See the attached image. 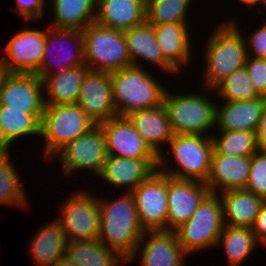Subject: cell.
<instances>
[{"instance_id":"83f0119b","label":"cell","mask_w":266,"mask_h":266,"mask_svg":"<svg viewBox=\"0 0 266 266\" xmlns=\"http://www.w3.org/2000/svg\"><path fill=\"white\" fill-rule=\"evenodd\" d=\"M90 69L86 65L67 68L46 76L42 82L45 104H76L86 73Z\"/></svg>"},{"instance_id":"ee69618b","label":"cell","mask_w":266,"mask_h":266,"mask_svg":"<svg viewBox=\"0 0 266 266\" xmlns=\"http://www.w3.org/2000/svg\"><path fill=\"white\" fill-rule=\"evenodd\" d=\"M52 266H78L76 263L71 261L66 255L61 257Z\"/></svg>"},{"instance_id":"bcb514c9","label":"cell","mask_w":266,"mask_h":266,"mask_svg":"<svg viewBox=\"0 0 266 266\" xmlns=\"http://www.w3.org/2000/svg\"><path fill=\"white\" fill-rule=\"evenodd\" d=\"M258 5H259V7H256V10H257V14L258 13H262V9H259L260 8V6L262 5V6H264L265 8H266V0H258V3H257Z\"/></svg>"},{"instance_id":"74e56055","label":"cell","mask_w":266,"mask_h":266,"mask_svg":"<svg viewBox=\"0 0 266 266\" xmlns=\"http://www.w3.org/2000/svg\"><path fill=\"white\" fill-rule=\"evenodd\" d=\"M264 22L259 28L254 29V32L246 37L245 32L243 33L240 28L241 25L238 26L236 19H231L230 21L223 22H231L243 35L245 44H246V51L247 57L253 58H263L266 59V19L264 17L261 18ZM236 21V22H235ZM245 35V36H244Z\"/></svg>"},{"instance_id":"8fae6325","label":"cell","mask_w":266,"mask_h":266,"mask_svg":"<svg viewBox=\"0 0 266 266\" xmlns=\"http://www.w3.org/2000/svg\"><path fill=\"white\" fill-rule=\"evenodd\" d=\"M144 231H167V175L156 169L132 192Z\"/></svg>"},{"instance_id":"b9f144b4","label":"cell","mask_w":266,"mask_h":266,"mask_svg":"<svg viewBox=\"0 0 266 266\" xmlns=\"http://www.w3.org/2000/svg\"><path fill=\"white\" fill-rule=\"evenodd\" d=\"M256 147L257 151L266 152V105L263 109L256 130Z\"/></svg>"},{"instance_id":"484cf974","label":"cell","mask_w":266,"mask_h":266,"mask_svg":"<svg viewBox=\"0 0 266 266\" xmlns=\"http://www.w3.org/2000/svg\"><path fill=\"white\" fill-rule=\"evenodd\" d=\"M30 240L29 254L37 266H52L65 256L68 238L61 223L55 218L38 229Z\"/></svg>"},{"instance_id":"f6af8a7d","label":"cell","mask_w":266,"mask_h":266,"mask_svg":"<svg viewBox=\"0 0 266 266\" xmlns=\"http://www.w3.org/2000/svg\"><path fill=\"white\" fill-rule=\"evenodd\" d=\"M240 3H242L243 5L245 4L246 6H248L247 10H254V5H257L258 0H240Z\"/></svg>"},{"instance_id":"9c48e42d","label":"cell","mask_w":266,"mask_h":266,"mask_svg":"<svg viewBox=\"0 0 266 266\" xmlns=\"http://www.w3.org/2000/svg\"><path fill=\"white\" fill-rule=\"evenodd\" d=\"M108 157L106 138L100 125L67 143L53 157L60 160L64 176L76 174L80 170H92L100 175ZM73 173V174H72Z\"/></svg>"},{"instance_id":"603a6c76","label":"cell","mask_w":266,"mask_h":266,"mask_svg":"<svg viewBox=\"0 0 266 266\" xmlns=\"http://www.w3.org/2000/svg\"><path fill=\"white\" fill-rule=\"evenodd\" d=\"M126 117L150 149L158 157L163 156L164 151L161 147L168 145L174 135L165 106L162 104L150 109L137 110Z\"/></svg>"},{"instance_id":"f1b7e54d","label":"cell","mask_w":266,"mask_h":266,"mask_svg":"<svg viewBox=\"0 0 266 266\" xmlns=\"http://www.w3.org/2000/svg\"><path fill=\"white\" fill-rule=\"evenodd\" d=\"M52 23L50 27L83 31L95 22L97 0H50Z\"/></svg>"},{"instance_id":"7a4b0ae2","label":"cell","mask_w":266,"mask_h":266,"mask_svg":"<svg viewBox=\"0 0 266 266\" xmlns=\"http://www.w3.org/2000/svg\"><path fill=\"white\" fill-rule=\"evenodd\" d=\"M217 26L203 48L205 67L201 87L204 90H213L233 71L244 67L247 59L242 33L231 22H222Z\"/></svg>"},{"instance_id":"2e32d148","label":"cell","mask_w":266,"mask_h":266,"mask_svg":"<svg viewBox=\"0 0 266 266\" xmlns=\"http://www.w3.org/2000/svg\"><path fill=\"white\" fill-rule=\"evenodd\" d=\"M138 254L140 266H186L184 258L188 255L175 231H145L127 264Z\"/></svg>"},{"instance_id":"d6986e66","label":"cell","mask_w":266,"mask_h":266,"mask_svg":"<svg viewBox=\"0 0 266 266\" xmlns=\"http://www.w3.org/2000/svg\"><path fill=\"white\" fill-rule=\"evenodd\" d=\"M158 164L159 158H123L108 155L99 177L110 186L131 193L158 168Z\"/></svg>"},{"instance_id":"7bdbcfd3","label":"cell","mask_w":266,"mask_h":266,"mask_svg":"<svg viewBox=\"0 0 266 266\" xmlns=\"http://www.w3.org/2000/svg\"><path fill=\"white\" fill-rule=\"evenodd\" d=\"M12 73L13 72L5 65V63L0 60V95Z\"/></svg>"},{"instance_id":"277c9868","label":"cell","mask_w":266,"mask_h":266,"mask_svg":"<svg viewBox=\"0 0 266 266\" xmlns=\"http://www.w3.org/2000/svg\"><path fill=\"white\" fill-rule=\"evenodd\" d=\"M165 92L163 105L166 108L173 134L206 135L215 129L216 104L209 94L184 92L172 95Z\"/></svg>"},{"instance_id":"60d3db41","label":"cell","mask_w":266,"mask_h":266,"mask_svg":"<svg viewBox=\"0 0 266 266\" xmlns=\"http://www.w3.org/2000/svg\"><path fill=\"white\" fill-rule=\"evenodd\" d=\"M256 240L266 247V200L263 201L252 227Z\"/></svg>"},{"instance_id":"8d00e7d4","label":"cell","mask_w":266,"mask_h":266,"mask_svg":"<svg viewBox=\"0 0 266 266\" xmlns=\"http://www.w3.org/2000/svg\"><path fill=\"white\" fill-rule=\"evenodd\" d=\"M245 189L266 200V152L256 151L251 156L250 173Z\"/></svg>"},{"instance_id":"52a82bcc","label":"cell","mask_w":266,"mask_h":266,"mask_svg":"<svg viewBox=\"0 0 266 266\" xmlns=\"http://www.w3.org/2000/svg\"><path fill=\"white\" fill-rule=\"evenodd\" d=\"M85 65L93 71L112 73L132 66L124 31L89 24L83 31Z\"/></svg>"},{"instance_id":"6da1fadb","label":"cell","mask_w":266,"mask_h":266,"mask_svg":"<svg viewBox=\"0 0 266 266\" xmlns=\"http://www.w3.org/2000/svg\"><path fill=\"white\" fill-rule=\"evenodd\" d=\"M115 199H98L100 233L98 240L128 261L145 232L139 222L132 193L122 192ZM104 200V201H103Z\"/></svg>"},{"instance_id":"44dd1931","label":"cell","mask_w":266,"mask_h":266,"mask_svg":"<svg viewBox=\"0 0 266 266\" xmlns=\"http://www.w3.org/2000/svg\"><path fill=\"white\" fill-rule=\"evenodd\" d=\"M132 65L142 67L143 62L162 69L165 74L177 75L180 72L164 57L158 44L153 26L145 21L143 24L124 31ZM142 59V60H141ZM145 60V61H144Z\"/></svg>"},{"instance_id":"ffe728a7","label":"cell","mask_w":266,"mask_h":266,"mask_svg":"<svg viewBox=\"0 0 266 266\" xmlns=\"http://www.w3.org/2000/svg\"><path fill=\"white\" fill-rule=\"evenodd\" d=\"M251 156L212 154L211 167L205 182L210 193L219 194L228 190L245 189L250 173Z\"/></svg>"},{"instance_id":"3957f363","label":"cell","mask_w":266,"mask_h":266,"mask_svg":"<svg viewBox=\"0 0 266 266\" xmlns=\"http://www.w3.org/2000/svg\"><path fill=\"white\" fill-rule=\"evenodd\" d=\"M150 73L147 68L134 65L110 73L117 116L163 104L166 88Z\"/></svg>"},{"instance_id":"4fadbf2b","label":"cell","mask_w":266,"mask_h":266,"mask_svg":"<svg viewBox=\"0 0 266 266\" xmlns=\"http://www.w3.org/2000/svg\"><path fill=\"white\" fill-rule=\"evenodd\" d=\"M209 193L205 182L167 175V231H175L187 222Z\"/></svg>"},{"instance_id":"7402d4cb","label":"cell","mask_w":266,"mask_h":266,"mask_svg":"<svg viewBox=\"0 0 266 266\" xmlns=\"http://www.w3.org/2000/svg\"><path fill=\"white\" fill-rule=\"evenodd\" d=\"M221 101L216 104L215 130H245L256 132L266 105V97L251 100Z\"/></svg>"},{"instance_id":"e0dca14e","label":"cell","mask_w":266,"mask_h":266,"mask_svg":"<svg viewBox=\"0 0 266 266\" xmlns=\"http://www.w3.org/2000/svg\"><path fill=\"white\" fill-rule=\"evenodd\" d=\"M99 125L105 134L108 155L123 158H159L126 116H115Z\"/></svg>"},{"instance_id":"e575fe53","label":"cell","mask_w":266,"mask_h":266,"mask_svg":"<svg viewBox=\"0 0 266 266\" xmlns=\"http://www.w3.org/2000/svg\"><path fill=\"white\" fill-rule=\"evenodd\" d=\"M212 135L214 150L219 154L252 156L256 151V132L245 130L218 131Z\"/></svg>"},{"instance_id":"30bf717a","label":"cell","mask_w":266,"mask_h":266,"mask_svg":"<svg viewBox=\"0 0 266 266\" xmlns=\"http://www.w3.org/2000/svg\"><path fill=\"white\" fill-rule=\"evenodd\" d=\"M85 191V192H84ZM89 190L70 192L59 204L61 223L68 241L98 239L100 233V210L98 197Z\"/></svg>"},{"instance_id":"4dcf8cb0","label":"cell","mask_w":266,"mask_h":266,"mask_svg":"<svg viewBox=\"0 0 266 266\" xmlns=\"http://www.w3.org/2000/svg\"><path fill=\"white\" fill-rule=\"evenodd\" d=\"M65 255L78 266L127 264L115 250L103 245L98 239L68 241Z\"/></svg>"},{"instance_id":"ab89813d","label":"cell","mask_w":266,"mask_h":266,"mask_svg":"<svg viewBox=\"0 0 266 266\" xmlns=\"http://www.w3.org/2000/svg\"><path fill=\"white\" fill-rule=\"evenodd\" d=\"M46 0H16V8H13L14 11H17L19 15H22L24 21L40 20L45 14L44 6Z\"/></svg>"},{"instance_id":"cb8c5ba5","label":"cell","mask_w":266,"mask_h":266,"mask_svg":"<svg viewBox=\"0 0 266 266\" xmlns=\"http://www.w3.org/2000/svg\"><path fill=\"white\" fill-rule=\"evenodd\" d=\"M188 23L151 24L164 57L179 71L191 62L192 35ZM191 36V37H190ZM188 64V65H187Z\"/></svg>"},{"instance_id":"d590c367","label":"cell","mask_w":266,"mask_h":266,"mask_svg":"<svg viewBox=\"0 0 266 266\" xmlns=\"http://www.w3.org/2000/svg\"><path fill=\"white\" fill-rule=\"evenodd\" d=\"M193 0H146L149 24L187 23Z\"/></svg>"},{"instance_id":"7c38bea8","label":"cell","mask_w":266,"mask_h":266,"mask_svg":"<svg viewBox=\"0 0 266 266\" xmlns=\"http://www.w3.org/2000/svg\"><path fill=\"white\" fill-rule=\"evenodd\" d=\"M67 45H70V47ZM59 46L61 48L56 49ZM55 50L58 52L55 53ZM60 51H64V54L62 55V52L60 54ZM50 54L53 55L52 58L54 61H57L56 63H50L53 62L52 59H49ZM81 65H85L82 31L54 27L46 29L45 50L42 63L34 74L43 80L51 74Z\"/></svg>"},{"instance_id":"d6a6232c","label":"cell","mask_w":266,"mask_h":266,"mask_svg":"<svg viewBox=\"0 0 266 266\" xmlns=\"http://www.w3.org/2000/svg\"><path fill=\"white\" fill-rule=\"evenodd\" d=\"M10 158V149L0 148V204L27 209L26 191Z\"/></svg>"},{"instance_id":"5bb4252c","label":"cell","mask_w":266,"mask_h":266,"mask_svg":"<svg viewBox=\"0 0 266 266\" xmlns=\"http://www.w3.org/2000/svg\"><path fill=\"white\" fill-rule=\"evenodd\" d=\"M45 39L46 30L23 28L9 40L0 60L13 73L34 74L42 63Z\"/></svg>"},{"instance_id":"8992f818","label":"cell","mask_w":266,"mask_h":266,"mask_svg":"<svg viewBox=\"0 0 266 266\" xmlns=\"http://www.w3.org/2000/svg\"><path fill=\"white\" fill-rule=\"evenodd\" d=\"M94 126L95 122L77 104H45L40 123V136L45 140L44 158L50 161L67 143Z\"/></svg>"},{"instance_id":"4316f807","label":"cell","mask_w":266,"mask_h":266,"mask_svg":"<svg viewBox=\"0 0 266 266\" xmlns=\"http://www.w3.org/2000/svg\"><path fill=\"white\" fill-rule=\"evenodd\" d=\"M225 226L252 228L264 199L247 189L219 193Z\"/></svg>"},{"instance_id":"1f68e13d","label":"cell","mask_w":266,"mask_h":266,"mask_svg":"<svg viewBox=\"0 0 266 266\" xmlns=\"http://www.w3.org/2000/svg\"><path fill=\"white\" fill-rule=\"evenodd\" d=\"M259 244L252 228L225 226L219 236L216 248L219 245L224 247L230 266H240L258 246H261Z\"/></svg>"},{"instance_id":"836d02e7","label":"cell","mask_w":266,"mask_h":266,"mask_svg":"<svg viewBox=\"0 0 266 266\" xmlns=\"http://www.w3.org/2000/svg\"><path fill=\"white\" fill-rule=\"evenodd\" d=\"M207 91L209 94H217L218 98L223 101H242L261 97L254 88L245 67L233 71L213 90L206 89L205 92Z\"/></svg>"},{"instance_id":"ba28073f","label":"cell","mask_w":266,"mask_h":266,"mask_svg":"<svg viewBox=\"0 0 266 266\" xmlns=\"http://www.w3.org/2000/svg\"><path fill=\"white\" fill-rule=\"evenodd\" d=\"M225 227L223 206L219 194L209 193L191 218L175 230L179 243L187 254L213 248Z\"/></svg>"},{"instance_id":"5b68a950","label":"cell","mask_w":266,"mask_h":266,"mask_svg":"<svg viewBox=\"0 0 266 266\" xmlns=\"http://www.w3.org/2000/svg\"><path fill=\"white\" fill-rule=\"evenodd\" d=\"M167 147H169V152L177 164L173 169L164 166L167 162L166 154L159 156L157 169L160 172L176 179L207 181L214 151L211 136L175 134L168 142Z\"/></svg>"},{"instance_id":"9a60e30c","label":"cell","mask_w":266,"mask_h":266,"mask_svg":"<svg viewBox=\"0 0 266 266\" xmlns=\"http://www.w3.org/2000/svg\"><path fill=\"white\" fill-rule=\"evenodd\" d=\"M76 104L96 125L117 116L110 73L89 70L84 77Z\"/></svg>"},{"instance_id":"f35d334b","label":"cell","mask_w":266,"mask_h":266,"mask_svg":"<svg viewBox=\"0 0 266 266\" xmlns=\"http://www.w3.org/2000/svg\"><path fill=\"white\" fill-rule=\"evenodd\" d=\"M244 67L258 94L266 97V59L247 57Z\"/></svg>"},{"instance_id":"d4e9b609","label":"cell","mask_w":266,"mask_h":266,"mask_svg":"<svg viewBox=\"0 0 266 266\" xmlns=\"http://www.w3.org/2000/svg\"><path fill=\"white\" fill-rule=\"evenodd\" d=\"M146 21V0H97L95 22L127 31Z\"/></svg>"},{"instance_id":"ac0fdd59","label":"cell","mask_w":266,"mask_h":266,"mask_svg":"<svg viewBox=\"0 0 266 266\" xmlns=\"http://www.w3.org/2000/svg\"><path fill=\"white\" fill-rule=\"evenodd\" d=\"M42 80L32 73H12L0 95V106L25 113H43L45 93Z\"/></svg>"},{"instance_id":"f546056e","label":"cell","mask_w":266,"mask_h":266,"mask_svg":"<svg viewBox=\"0 0 266 266\" xmlns=\"http://www.w3.org/2000/svg\"><path fill=\"white\" fill-rule=\"evenodd\" d=\"M43 113H25L0 106V148L10 149L11 143L24 136L40 137Z\"/></svg>"}]
</instances>
